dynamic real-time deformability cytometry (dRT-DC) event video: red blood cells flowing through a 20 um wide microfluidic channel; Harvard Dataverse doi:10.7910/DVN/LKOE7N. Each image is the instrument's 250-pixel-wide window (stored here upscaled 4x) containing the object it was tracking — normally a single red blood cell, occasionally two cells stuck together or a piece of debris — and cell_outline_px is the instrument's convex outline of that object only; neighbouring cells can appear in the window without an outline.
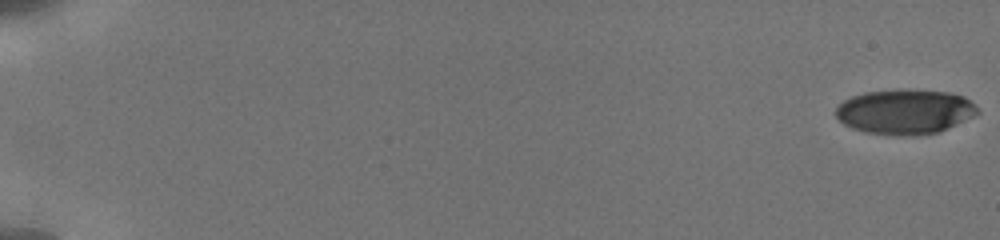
{"species": "human", "species_latin": "Homo sapiens", "temperature_condition": "cold", "stored_images_in_passage": 40, "camera_frame_rate_fps": 3000, "um_per_image_px": 0.085, "donor": {"sex": "male"}, "frame": {"image": 1, "passage_image": 1, "time_ms": 0.0, "image_size_px": [1000, 240], "cell_outline_px": [[980, 112], [940, 132], [916, 136], [900, 136], [864, 132], [852, 128], [844, 124], [836, 116], [836, 108], [844, 100], [852, 96], [864, 92], [900, 88], [908, 88], [948, 92], [964, 96], [976, 104]], "centroid_in_image_um": [76.93, 9.48], "position_along_channel_um": 8.1, "area_um2": 37.57}}
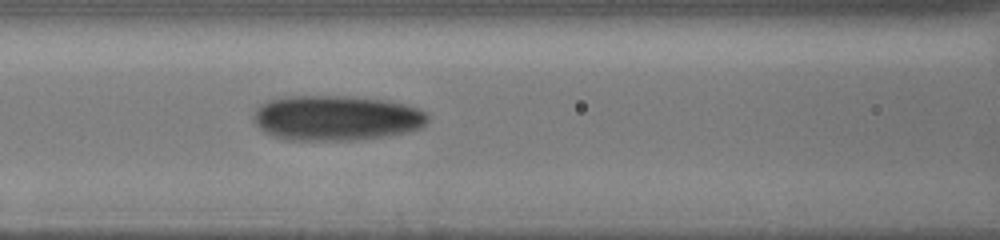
{"frame": {"image": 2, "passage_image": 24, "time_ms": 8.667, "image_size_px": [1000, 240], "cell_outline_px": [[428, 120], [420, 128], [408, 132], [360, 140], [288, 140], [272, 136], [264, 132], [256, 124], [252, 116], [256, 108], [260, 104], [268, 100], [288, 96], [348, 96], [388, 100], [404, 104], [428, 112]], "centroid_in_image_um": [28.57, 10.03], "position_along_channel_um": 138.0, "area_um2": 46.18}}
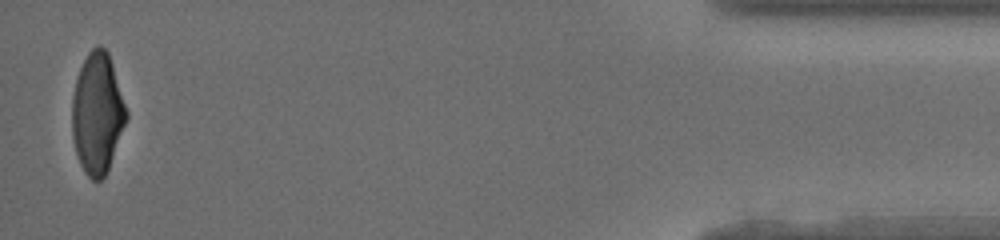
{"frame": {"image": 3, "passage_image": 40, "time_ms": 18.0, "image_size_px": [1000, 240], "cell_outline_px": [[128, 116], [108, 168], [104, 176], [100, 180], [92, 180], [84, 172], [80, 164], [76, 152], [72, 136], [72, 96], [76, 80], [80, 68], [88, 52], [92, 48], [100, 44], [108, 52], [128, 112]], "centroid_in_image_um": [8.26, 9.62], "position_along_channel_um": 426.9, "area_um2": 37.92}, "authors_computed_cell_mechanics": {"area_um2": 41.0669, "velocity_mm_per_s": 3.8661, "shape_relaxation_time_tau1_ms": 6.4144, "shape_relaxation_time_tau2_ms": 1.9274, "deformation_change_tau1": 0.1841, "deformation_change_tau2": 0.08}}